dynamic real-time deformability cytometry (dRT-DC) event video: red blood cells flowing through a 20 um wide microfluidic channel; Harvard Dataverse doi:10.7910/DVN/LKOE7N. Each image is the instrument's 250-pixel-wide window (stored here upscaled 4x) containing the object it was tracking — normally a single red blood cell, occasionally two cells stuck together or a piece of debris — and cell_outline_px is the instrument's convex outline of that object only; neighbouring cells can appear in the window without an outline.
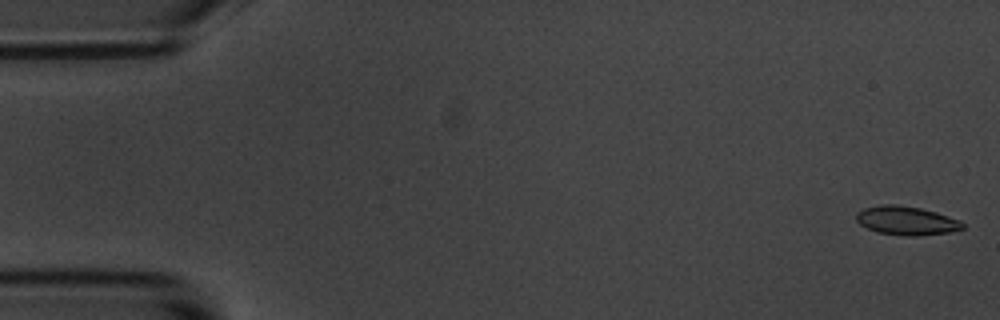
{"species": "common noctule bat (a hibernating species)", "species_latin": "Nyctalus noctula", "temperature_condition": "room temperature", "stored_images_in_passage": 57, "camera_frame_rate_fps": 3000, "um_per_image_px": 0.085, "animal": {"sex": "male", "body_mass_g": 20.1, "forearm_length_mm": 53.5}, "frame": {"image": 1, "passage_image": 1, "time_ms": 0.0, "image_size_px": [1000, 320], "cell_outline_px": [[964, 228], [948, 232], [916, 236], [908, 236], [876, 232], [860, 224], [856, 220], [856, 212], [864, 208], [880, 204], [896, 204], [920, 208], [936, 212], [960, 220], [964, 224]], "centroid_in_image_um": [77.02, 18.74], "position_along_channel_um": 8.0, "area_um2": 17.8}}
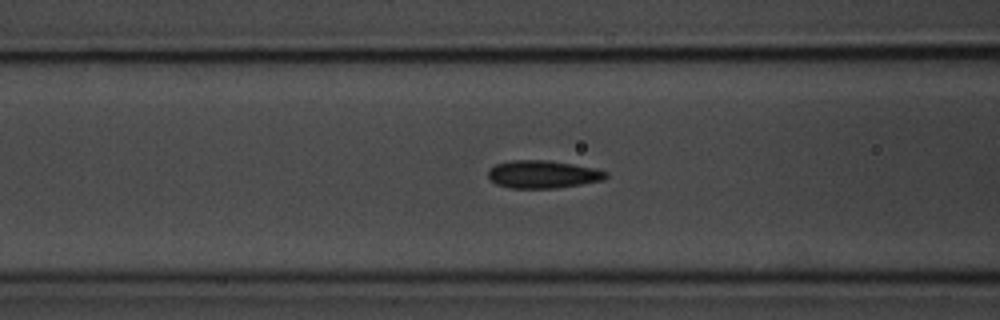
{"frame": {"image": 2, "passage_image": 22, "time_ms": 7.0, "image_size_px": [1000, 320], "cell_outline_px": [[608, 176], [604, 180], [556, 188], [508, 188], [496, 184], [488, 176], [488, 168], [496, 164], [512, 160], [548, 160], [572, 164], [592, 168], [608, 172]], "centroid_in_image_um": [46.11, 14.82], "position_along_channel_um": 120.5, "area_um2": 19.02}}
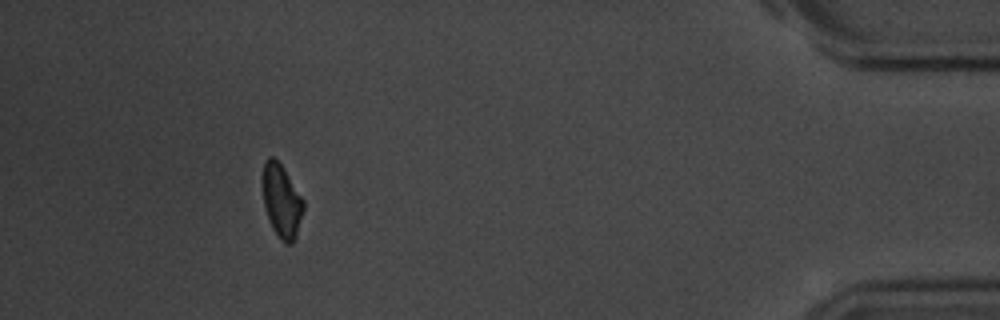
{"frame": {"image": 3, "passage_image": 52, "time_ms": 17.0, "image_size_px": [1000, 320], "cell_outline_px": [[304, 208], [296, 236], [292, 244], [284, 244], [280, 240], [272, 228], [264, 204], [264, 160], [268, 156], [272, 156], [280, 164], [304, 200]], "centroid_in_image_um": [23.96, 17.13], "position_along_channel_um": 411.2, "area_um2": 16.99}, "authors_computed_cell_mechanics": {"area_um2": 18.3226, "velocity_mm_per_s": 3.5093, "shape_relaxation_time_tau1_ms": 3.1611, "shape_relaxation_time_tau2_ms": 1.8363, "deformation_change_tau1": 0.0823, "deformation_change_tau2": 0.0616}}